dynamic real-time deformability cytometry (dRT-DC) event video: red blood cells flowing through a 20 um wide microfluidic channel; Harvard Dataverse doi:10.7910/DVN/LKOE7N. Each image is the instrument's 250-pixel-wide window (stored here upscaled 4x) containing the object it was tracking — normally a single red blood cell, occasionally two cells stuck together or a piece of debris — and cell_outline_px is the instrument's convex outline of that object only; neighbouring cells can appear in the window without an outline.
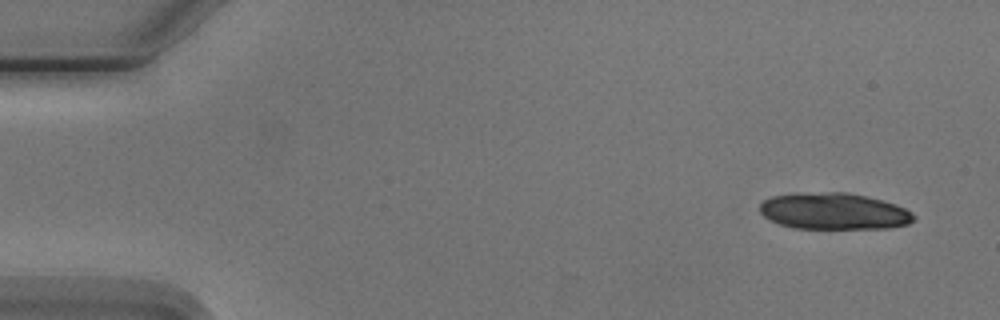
{"species": "Egyptian fruit bat (a non-hibernating species)", "species_latin": "Rousettus aegyptiacus", "temperature_condition": "cold", "stored_images_in_passage": 8, "segment_of_instrument_passage": [1, 2], "camera_frame_rate_fps": 3000, "um_per_image_px": 0.085, "animal": {"sex": "male"}, "frame": {"image": 1, "passage_image": 1, "time_ms": 0.0, "image_size_px": [1000, 320], "cell_outline_px": [[916, 216], [908, 224], [888, 228], [792, 228], [780, 224], [764, 216], [760, 212], [760, 204], [764, 200], [772, 196], [828, 192], [848, 192], [896, 204], [912, 212]], "centroid_in_image_um": [70.9, 17.96], "position_along_channel_um": 14.1, "area_um2": 32.31}}